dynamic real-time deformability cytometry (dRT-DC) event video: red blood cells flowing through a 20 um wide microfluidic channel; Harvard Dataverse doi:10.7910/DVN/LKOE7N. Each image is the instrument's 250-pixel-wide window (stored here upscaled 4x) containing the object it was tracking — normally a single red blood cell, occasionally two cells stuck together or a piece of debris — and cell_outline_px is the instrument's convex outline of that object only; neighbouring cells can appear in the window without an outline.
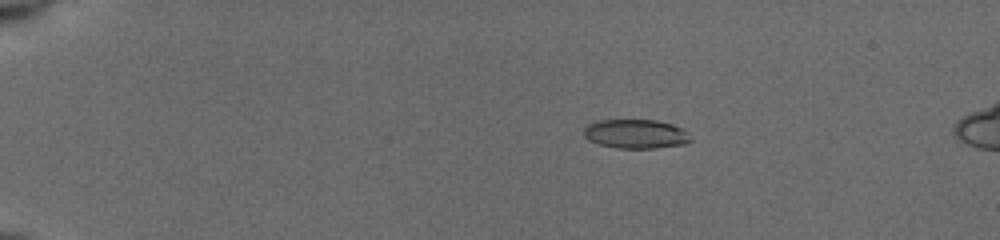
{"species": "common noctule bat (a hibernating species)", "species_latin": "Nyctalus noctula", "temperature_condition": "cold", "stored_images_in_passage": 15, "camera_frame_rate_fps": 3000, "um_per_image_px": 0.085, "animal": {"sex": "female", "body_mass_g": 19.5, "forearm_length_mm": 54.1}, "frame": {"image": 1, "passage_image": 7, "time_ms": 2.0, "image_size_px": [1000, 240], "cell_outline_px": [[692, 140], [684, 144], [656, 148], [616, 148], [600, 144], [588, 140], [584, 136], [584, 128], [588, 124], [596, 120], [656, 120], [672, 124], [684, 128]], "centroid_in_image_um": [54.04, 11.38], "position_along_channel_um": 31.0, "area_um2": 18.21}}
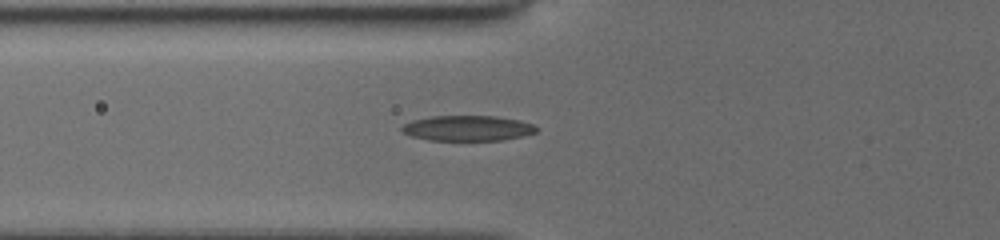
{"frame": {"image": 2, "passage_image": 13, "time_ms": 4.0, "image_size_px": [1000, 240], "cell_outline_px": [[540, 128], [536, 132], [524, 136], [504, 140], [428, 140], [412, 136], [400, 132], [400, 128], [404, 124], [412, 120], [432, 116], [496, 116], [520, 120], [532, 124]], "centroid_in_image_um": [39.76, 10.9], "position_along_channel_um": 86.0, "area_um2": 20.06}}
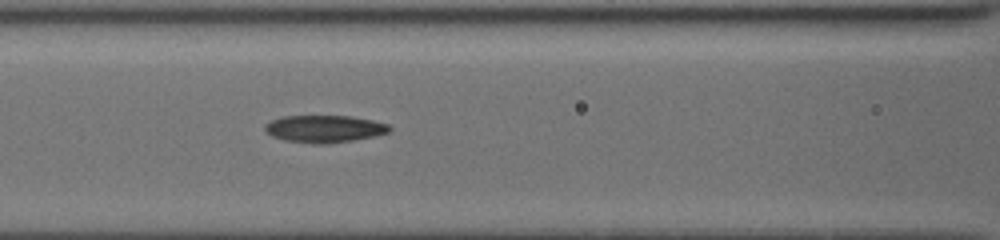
{"frame": {"image": 3, "passage_image": 15, "time_ms": 4.667, "image_size_px": [1000, 240], "cell_outline_px": [[392, 128], [388, 132], [376, 136], [328, 144], [312, 144], [284, 140], [272, 136], [264, 128], [264, 124], [280, 116], [352, 116], [372, 120], [388, 124]], "centroid_in_image_um": [27.57, 10.95], "position_along_channel_um": 139.0, "area_um2": 19.88}}